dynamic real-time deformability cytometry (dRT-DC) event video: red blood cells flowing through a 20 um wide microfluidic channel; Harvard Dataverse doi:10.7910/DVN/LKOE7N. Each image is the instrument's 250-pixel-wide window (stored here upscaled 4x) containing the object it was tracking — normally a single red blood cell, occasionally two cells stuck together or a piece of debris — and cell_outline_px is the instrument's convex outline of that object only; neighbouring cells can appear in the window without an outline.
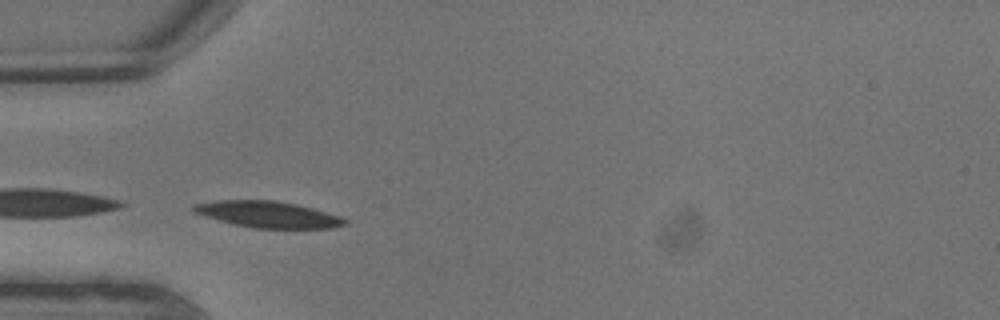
{"species": "common noctule bat (a hibernating species)", "species_latin": "Nyctalus noctula", "temperature_condition": "warm", "stored_images_in_passage": 5, "camera_frame_rate_fps": 3000, "um_per_image_px": 0.085, "animal": {"sex": "male", "body_mass_g": 13.3}, "frame": {"image": 1, "passage_image": 4, "time_ms": 1.0, "image_size_px": [1000, 320], "cell_outline_px": [[348, 224], [332, 228], [252, 228], [204, 216], [192, 212], [192, 208], [196, 204], [220, 200], [276, 200], [296, 204], [312, 208], [340, 216], [348, 220]], "centroid_in_image_um": [22.82, 18.22], "position_along_channel_um": 62.2, "area_um2": 23.06}}